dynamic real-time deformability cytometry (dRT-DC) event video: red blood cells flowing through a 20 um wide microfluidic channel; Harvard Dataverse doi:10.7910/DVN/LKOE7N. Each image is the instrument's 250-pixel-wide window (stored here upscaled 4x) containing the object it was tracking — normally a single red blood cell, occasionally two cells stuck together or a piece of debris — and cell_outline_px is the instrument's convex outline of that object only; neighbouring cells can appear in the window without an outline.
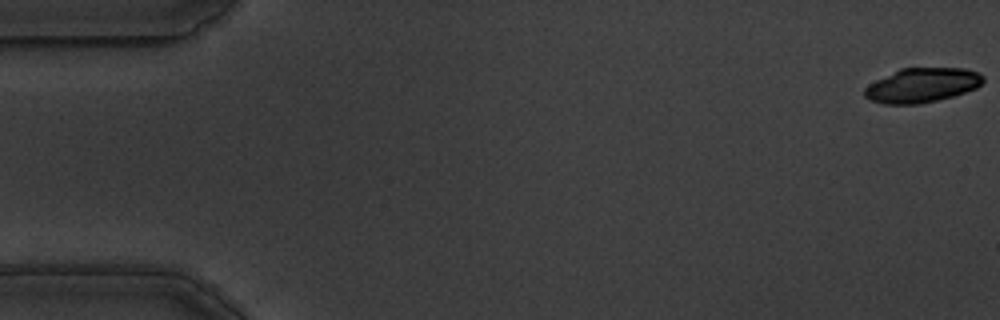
{"species": "common noctule bat (a hibernating species)", "species_latin": "Nyctalus noctula", "temperature_condition": "warm", "stored_images_in_passage": 58, "camera_frame_rate_fps": 3000, "um_per_image_px": 0.085, "animal": {"sex": "male", "body_mass_g": 19.5, "forearm_length_mm": 54.6}, "frame": {"image": 1, "passage_image": 1, "time_ms": 0.0, "image_size_px": [1000, 320], "cell_outline_px": [[984, 80], [976, 88], [952, 96], [920, 104], [884, 104], [872, 100], [864, 96], [864, 88], [868, 84], [900, 68], [964, 68], [976, 72], [984, 76]], "centroid_in_image_um": [78.35, 7.24], "position_along_channel_um": 6.7, "area_um2": 23.64}}
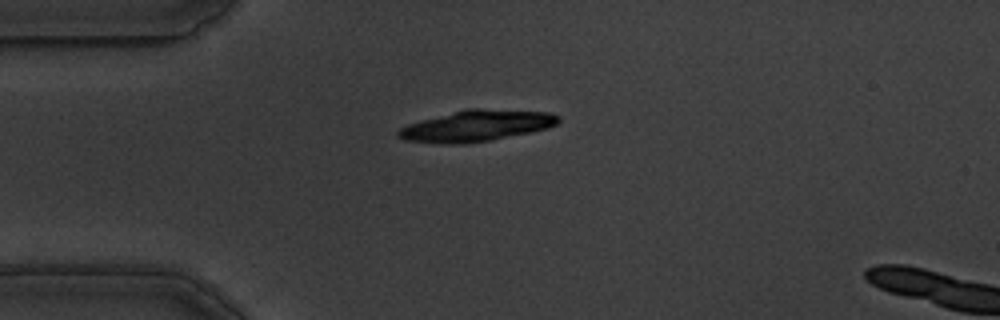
{"frame": {"image": 2, "passage_image": 15, "time_ms": 4.667, "image_size_px": [1000, 320], "cell_outline_px": [[560, 120], [556, 124], [548, 128], [532, 132], [488, 140], [464, 144], [448, 144], [404, 140], [396, 136], [396, 132], [400, 128], [408, 124], [464, 108], [480, 108], [552, 112], [560, 116]], "centroid_in_image_um": [40.51, 10.68], "position_along_channel_um": 44.5, "area_um2": 29.19}}
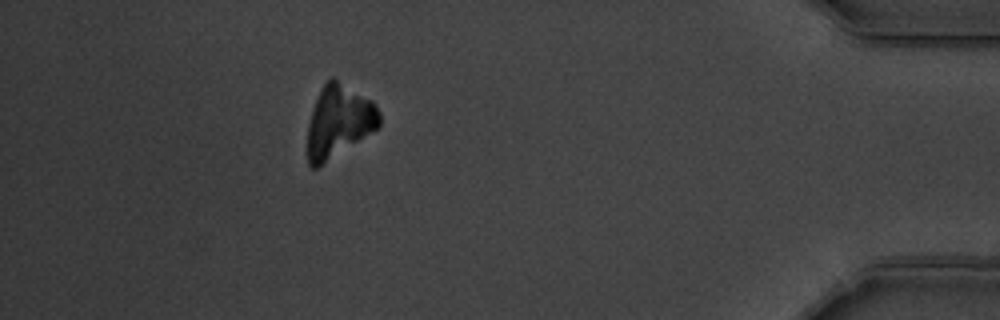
{"frame": {"image": 3, "passage_image": 52, "time_ms": 17.0, "image_size_px": [1000, 320], "cell_outline_px": [[380, 124], [376, 128], [316, 168], [312, 168], [308, 164], [308, 124], [312, 108], [320, 88], [332, 76], [372, 100], [376, 104], [380, 112]], "centroid_in_image_um": [28.78, 10.27], "position_along_channel_um": 406.4, "area_um2": 29.82}}